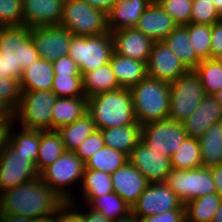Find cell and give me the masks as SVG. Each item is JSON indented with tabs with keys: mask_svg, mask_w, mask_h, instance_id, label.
Listing matches in <instances>:
<instances>
[{
	"mask_svg": "<svg viewBox=\"0 0 222 222\" xmlns=\"http://www.w3.org/2000/svg\"><path fill=\"white\" fill-rule=\"evenodd\" d=\"M40 58L27 26H3L0 32V75L20 80L23 71Z\"/></svg>",
	"mask_w": 222,
	"mask_h": 222,
	"instance_id": "obj_2",
	"label": "cell"
},
{
	"mask_svg": "<svg viewBox=\"0 0 222 222\" xmlns=\"http://www.w3.org/2000/svg\"><path fill=\"white\" fill-rule=\"evenodd\" d=\"M215 4L216 9L222 15V0H212Z\"/></svg>",
	"mask_w": 222,
	"mask_h": 222,
	"instance_id": "obj_59",
	"label": "cell"
},
{
	"mask_svg": "<svg viewBox=\"0 0 222 222\" xmlns=\"http://www.w3.org/2000/svg\"><path fill=\"white\" fill-rule=\"evenodd\" d=\"M127 162V155L104 145L100 150L94 153L85 164L86 169L98 170L111 175Z\"/></svg>",
	"mask_w": 222,
	"mask_h": 222,
	"instance_id": "obj_35",
	"label": "cell"
},
{
	"mask_svg": "<svg viewBox=\"0 0 222 222\" xmlns=\"http://www.w3.org/2000/svg\"><path fill=\"white\" fill-rule=\"evenodd\" d=\"M0 25H23L22 0H0Z\"/></svg>",
	"mask_w": 222,
	"mask_h": 222,
	"instance_id": "obj_43",
	"label": "cell"
},
{
	"mask_svg": "<svg viewBox=\"0 0 222 222\" xmlns=\"http://www.w3.org/2000/svg\"><path fill=\"white\" fill-rule=\"evenodd\" d=\"M198 138L186 137L179 149L170 157L171 167L190 170L203 166Z\"/></svg>",
	"mask_w": 222,
	"mask_h": 222,
	"instance_id": "obj_33",
	"label": "cell"
},
{
	"mask_svg": "<svg viewBox=\"0 0 222 222\" xmlns=\"http://www.w3.org/2000/svg\"><path fill=\"white\" fill-rule=\"evenodd\" d=\"M163 10L180 25H187L191 20L193 0H156Z\"/></svg>",
	"mask_w": 222,
	"mask_h": 222,
	"instance_id": "obj_42",
	"label": "cell"
},
{
	"mask_svg": "<svg viewBox=\"0 0 222 222\" xmlns=\"http://www.w3.org/2000/svg\"><path fill=\"white\" fill-rule=\"evenodd\" d=\"M163 42L174 52L188 70H194L202 61L192 47L185 25L177 26Z\"/></svg>",
	"mask_w": 222,
	"mask_h": 222,
	"instance_id": "obj_27",
	"label": "cell"
},
{
	"mask_svg": "<svg viewBox=\"0 0 222 222\" xmlns=\"http://www.w3.org/2000/svg\"><path fill=\"white\" fill-rule=\"evenodd\" d=\"M212 222H222V200L214 214Z\"/></svg>",
	"mask_w": 222,
	"mask_h": 222,
	"instance_id": "obj_58",
	"label": "cell"
},
{
	"mask_svg": "<svg viewBox=\"0 0 222 222\" xmlns=\"http://www.w3.org/2000/svg\"><path fill=\"white\" fill-rule=\"evenodd\" d=\"M96 129L92 117L86 113L69 125L62 126L57 131L61 135L66 151L74 152L75 149Z\"/></svg>",
	"mask_w": 222,
	"mask_h": 222,
	"instance_id": "obj_31",
	"label": "cell"
},
{
	"mask_svg": "<svg viewBox=\"0 0 222 222\" xmlns=\"http://www.w3.org/2000/svg\"><path fill=\"white\" fill-rule=\"evenodd\" d=\"M51 91L57 97L86 96L83 90L82 75H54Z\"/></svg>",
	"mask_w": 222,
	"mask_h": 222,
	"instance_id": "obj_40",
	"label": "cell"
},
{
	"mask_svg": "<svg viewBox=\"0 0 222 222\" xmlns=\"http://www.w3.org/2000/svg\"><path fill=\"white\" fill-rule=\"evenodd\" d=\"M34 222H57L55 212L48 216H43L41 218L35 219Z\"/></svg>",
	"mask_w": 222,
	"mask_h": 222,
	"instance_id": "obj_57",
	"label": "cell"
},
{
	"mask_svg": "<svg viewBox=\"0 0 222 222\" xmlns=\"http://www.w3.org/2000/svg\"><path fill=\"white\" fill-rule=\"evenodd\" d=\"M111 33L97 36H71L69 56L78 65L80 74L93 71L110 62L113 53Z\"/></svg>",
	"mask_w": 222,
	"mask_h": 222,
	"instance_id": "obj_6",
	"label": "cell"
},
{
	"mask_svg": "<svg viewBox=\"0 0 222 222\" xmlns=\"http://www.w3.org/2000/svg\"><path fill=\"white\" fill-rule=\"evenodd\" d=\"M114 192L131 207L149 185L146 178L129 161L111 174Z\"/></svg>",
	"mask_w": 222,
	"mask_h": 222,
	"instance_id": "obj_20",
	"label": "cell"
},
{
	"mask_svg": "<svg viewBox=\"0 0 222 222\" xmlns=\"http://www.w3.org/2000/svg\"><path fill=\"white\" fill-rule=\"evenodd\" d=\"M87 111L88 99L86 96L57 97L52 108V130H58L62 126L73 123L83 117Z\"/></svg>",
	"mask_w": 222,
	"mask_h": 222,
	"instance_id": "obj_25",
	"label": "cell"
},
{
	"mask_svg": "<svg viewBox=\"0 0 222 222\" xmlns=\"http://www.w3.org/2000/svg\"><path fill=\"white\" fill-rule=\"evenodd\" d=\"M57 96L51 91L22 92L15 110V121L28 130H52V108Z\"/></svg>",
	"mask_w": 222,
	"mask_h": 222,
	"instance_id": "obj_8",
	"label": "cell"
},
{
	"mask_svg": "<svg viewBox=\"0 0 222 222\" xmlns=\"http://www.w3.org/2000/svg\"><path fill=\"white\" fill-rule=\"evenodd\" d=\"M217 101L222 105V88L214 94Z\"/></svg>",
	"mask_w": 222,
	"mask_h": 222,
	"instance_id": "obj_60",
	"label": "cell"
},
{
	"mask_svg": "<svg viewBox=\"0 0 222 222\" xmlns=\"http://www.w3.org/2000/svg\"><path fill=\"white\" fill-rule=\"evenodd\" d=\"M216 193L222 198V164L210 168Z\"/></svg>",
	"mask_w": 222,
	"mask_h": 222,
	"instance_id": "obj_51",
	"label": "cell"
},
{
	"mask_svg": "<svg viewBox=\"0 0 222 222\" xmlns=\"http://www.w3.org/2000/svg\"><path fill=\"white\" fill-rule=\"evenodd\" d=\"M88 99L87 113L92 117L96 129L132 125L137 122L129 89L99 93Z\"/></svg>",
	"mask_w": 222,
	"mask_h": 222,
	"instance_id": "obj_3",
	"label": "cell"
},
{
	"mask_svg": "<svg viewBox=\"0 0 222 222\" xmlns=\"http://www.w3.org/2000/svg\"><path fill=\"white\" fill-rule=\"evenodd\" d=\"M222 121V105L214 95H205L192 115L183 121L187 137L200 138L213 124Z\"/></svg>",
	"mask_w": 222,
	"mask_h": 222,
	"instance_id": "obj_19",
	"label": "cell"
},
{
	"mask_svg": "<svg viewBox=\"0 0 222 222\" xmlns=\"http://www.w3.org/2000/svg\"><path fill=\"white\" fill-rule=\"evenodd\" d=\"M222 56V20L211 26V58Z\"/></svg>",
	"mask_w": 222,
	"mask_h": 222,
	"instance_id": "obj_49",
	"label": "cell"
},
{
	"mask_svg": "<svg viewBox=\"0 0 222 222\" xmlns=\"http://www.w3.org/2000/svg\"><path fill=\"white\" fill-rule=\"evenodd\" d=\"M129 90L135 117L141 126L168 119L170 83L147 76Z\"/></svg>",
	"mask_w": 222,
	"mask_h": 222,
	"instance_id": "obj_4",
	"label": "cell"
},
{
	"mask_svg": "<svg viewBox=\"0 0 222 222\" xmlns=\"http://www.w3.org/2000/svg\"><path fill=\"white\" fill-rule=\"evenodd\" d=\"M75 201H65L56 211L57 222H86V218L75 209Z\"/></svg>",
	"mask_w": 222,
	"mask_h": 222,
	"instance_id": "obj_46",
	"label": "cell"
},
{
	"mask_svg": "<svg viewBox=\"0 0 222 222\" xmlns=\"http://www.w3.org/2000/svg\"><path fill=\"white\" fill-rule=\"evenodd\" d=\"M30 35L42 59L53 62L69 54L72 34L60 25L33 27Z\"/></svg>",
	"mask_w": 222,
	"mask_h": 222,
	"instance_id": "obj_14",
	"label": "cell"
},
{
	"mask_svg": "<svg viewBox=\"0 0 222 222\" xmlns=\"http://www.w3.org/2000/svg\"><path fill=\"white\" fill-rule=\"evenodd\" d=\"M64 0H22L23 25L28 28L59 25Z\"/></svg>",
	"mask_w": 222,
	"mask_h": 222,
	"instance_id": "obj_17",
	"label": "cell"
},
{
	"mask_svg": "<svg viewBox=\"0 0 222 222\" xmlns=\"http://www.w3.org/2000/svg\"><path fill=\"white\" fill-rule=\"evenodd\" d=\"M109 63L120 88L130 89L147 77L145 62L122 56L113 51Z\"/></svg>",
	"mask_w": 222,
	"mask_h": 222,
	"instance_id": "obj_23",
	"label": "cell"
},
{
	"mask_svg": "<svg viewBox=\"0 0 222 222\" xmlns=\"http://www.w3.org/2000/svg\"><path fill=\"white\" fill-rule=\"evenodd\" d=\"M141 130L142 126L136 122L132 125L103 129L101 133L105 146L129 157L134 147L141 141Z\"/></svg>",
	"mask_w": 222,
	"mask_h": 222,
	"instance_id": "obj_26",
	"label": "cell"
},
{
	"mask_svg": "<svg viewBox=\"0 0 222 222\" xmlns=\"http://www.w3.org/2000/svg\"><path fill=\"white\" fill-rule=\"evenodd\" d=\"M146 66L148 77L167 83L174 82L188 71L163 41L154 42Z\"/></svg>",
	"mask_w": 222,
	"mask_h": 222,
	"instance_id": "obj_15",
	"label": "cell"
},
{
	"mask_svg": "<svg viewBox=\"0 0 222 222\" xmlns=\"http://www.w3.org/2000/svg\"><path fill=\"white\" fill-rule=\"evenodd\" d=\"M112 222H138V218L132 212H130L126 216L118 218Z\"/></svg>",
	"mask_w": 222,
	"mask_h": 222,
	"instance_id": "obj_56",
	"label": "cell"
},
{
	"mask_svg": "<svg viewBox=\"0 0 222 222\" xmlns=\"http://www.w3.org/2000/svg\"><path fill=\"white\" fill-rule=\"evenodd\" d=\"M12 125L16 126V124H11L8 128V142L16 148L19 153L26 156H32V164L36 167L40 144V130L20 128L21 132L16 133V131H13L15 128Z\"/></svg>",
	"mask_w": 222,
	"mask_h": 222,
	"instance_id": "obj_36",
	"label": "cell"
},
{
	"mask_svg": "<svg viewBox=\"0 0 222 222\" xmlns=\"http://www.w3.org/2000/svg\"><path fill=\"white\" fill-rule=\"evenodd\" d=\"M54 75H81L78 65L69 55L52 62Z\"/></svg>",
	"mask_w": 222,
	"mask_h": 222,
	"instance_id": "obj_48",
	"label": "cell"
},
{
	"mask_svg": "<svg viewBox=\"0 0 222 222\" xmlns=\"http://www.w3.org/2000/svg\"><path fill=\"white\" fill-rule=\"evenodd\" d=\"M138 222H186L185 209H175L154 216L138 218Z\"/></svg>",
	"mask_w": 222,
	"mask_h": 222,
	"instance_id": "obj_47",
	"label": "cell"
},
{
	"mask_svg": "<svg viewBox=\"0 0 222 222\" xmlns=\"http://www.w3.org/2000/svg\"><path fill=\"white\" fill-rule=\"evenodd\" d=\"M13 123L0 124V154L3 151L6 142L8 141V128Z\"/></svg>",
	"mask_w": 222,
	"mask_h": 222,
	"instance_id": "obj_55",
	"label": "cell"
},
{
	"mask_svg": "<svg viewBox=\"0 0 222 222\" xmlns=\"http://www.w3.org/2000/svg\"><path fill=\"white\" fill-rule=\"evenodd\" d=\"M192 47L202 59L211 58V25L189 23L185 25Z\"/></svg>",
	"mask_w": 222,
	"mask_h": 222,
	"instance_id": "obj_39",
	"label": "cell"
},
{
	"mask_svg": "<svg viewBox=\"0 0 222 222\" xmlns=\"http://www.w3.org/2000/svg\"><path fill=\"white\" fill-rule=\"evenodd\" d=\"M194 71L201 79L205 94L214 95L222 88V62L219 58L202 60Z\"/></svg>",
	"mask_w": 222,
	"mask_h": 222,
	"instance_id": "obj_38",
	"label": "cell"
},
{
	"mask_svg": "<svg viewBox=\"0 0 222 222\" xmlns=\"http://www.w3.org/2000/svg\"><path fill=\"white\" fill-rule=\"evenodd\" d=\"M80 183L85 201L114 192L111 175L102 171L85 169Z\"/></svg>",
	"mask_w": 222,
	"mask_h": 222,
	"instance_id": "obj_37",
	"label": "cell"
},
{
	"mask_svg": "<svg viewBox=\"0 0 222 222\" xmlns=\"http://www.w3.org/2000/svg\"><path fill=\"white\" fill-rule=\"evenodd\" d=\"M201 160L205 168L222 164V121L213 124L200 138Z\"/></svg>",
	"mask_w": 222,
	"mask_h": 222,
	"instance_id": "obj_29",
	"label": "cell"
},
{
	"mask_svg": "<svg viewBox=\"0 0 222 222\" xmlns=\"http://www.w3.org/2000/svg\"><path fill=\"white\" fill-rule=\"evenodd\" d=\"M86 203L91 209L101 212L111 221L131 212V206L115 192L102 195L99 198H89Z\"/></svg>",
	"mask_w": 222,
	"mask_h": 222,
	"instance_id": "obj_34",
	"label": "cell"
},
{
	"mask_svg": "<svg viewBox=\"0 0 222 222\" xmlns=\"http://www.w3.org/2000/svg\"><path fill=\"white\" fill-rule=\"evenodd\" d=\"M186 137L183 123L170 119L145 124L141 130V141L169 158L179 149Z\"/></svg>",
	"mask_w": 222,
	"mask_h": 222,
	"instance_id": "obj_11",
	"label": "cell"
},
{
	"mask_svg": "<svg viewBox=\"0 0 222 222\" xmlns=\"http://www.w3.org/2000/svg\"><path fill=\"white\" fill-rule=\"evenodd\" d=\"M64 144L57 130H40V144L36 160V170L40 174L47 166L54 163L64 152Z\"/></svg>",
	"mask_w": 222,
	"mask_h": 222,
	"instance_id": "obj_30",
	"label": "cell"
},
{
	"mask_svg": "<svg viewBox=\"0 0 222 222\" xmlns=\"http://www.w3.org/2000/svg\"><path fill=\"white\" fill-rule=\"evenodd\" d=\"M222 198L217 193L193 199L185 205L186 222H212Z\"/></svg>",
	"mask_w": 222,
	"mask_h": 222,
	"instance_id": "obj_32",
	"label": "cell"
},
{
	"mask_svg": "<svg viewBox=\"0 0 222 222\" xmlns=\"http://www.w3.org/2000/svg\"><path fill=\"white\" fill-rule=\"evenodd\" d=\"M14 120H15V109L8 102L0 98V124L2 123L15 124Z\"/></svg>",
	"mask_w": 222,
	"mask_h": 222,
	"instance_id": "obj_50",
	"label": "cell"
},
{
	"mask_svg": "<svg viewBox=\"0 0 222 222\" xmlns=\"http://www.w3.org/2000/svg\"><path fill=\"white\" fill-rule=\"evenodd\" d=\"M205 95L198 74L194 70H188L170 83L168 119L182 123L192 115Z\"/></svg>",
	"mask_w": 222,
	"mask_h": 222,
	"instance_id": "obj_7",
	"label": "cell"
},
{
	"mask_svg": "<svg viewBox=\"0 0 222 222\" xmlns=\"http://www.w3.org/2000/svg\"><path fill=\"white\" fill-rule=\"evenodd\" d=\"M128 161L139 170L149 183L165 182L172 169L169 157L154 151L142 141L134 147Z\"/></svg>",
	"mask_w": 222,
	"mask_h": 222,
	"instance_id": "obj_16",
	"label": "cell"
},
{
	"mask_svg": "<svg viewBox=\"0 0 222 222\" xmlns=\"http://www.w3.org/2000/svg\"><path fill=\"white\" fill-rule=\"evenodd\" d=\"M175 209H185V205L165 182H160L149 183L132 205L131 212L143 218Z\"/></svg>",
	"mask_w": 222,
	"mask_h": 222,
	"instance_id": "obj_13",
	"label": "cell"
},
{
	"mask_svg": "<svg viewBox=\"0 0 222 222\" xmlns=\"http://www.w3.org/2000/svg\"><path fill=\"white\" fill-rule=\"evenodd\" d=\"M39 176L32 156L19 153L8 141L0 154V193Z\"/></svg>",
	"mask_w": 222,
	"mask_h": 222,
	"instance_id": "obj_12",
	"label": "cell"
},
{
	"mask_svg": "<svg viewBox=\"0 0 222 222\" xmlns=\"http://www.w3.org/2000/svg\"><path fill=\"white\" fill-rule=\"evenodd\" d=\"M165 183L183 204L206 194L216 193L211 170L204 166L190 170L172 168Z\"/></svg>",
	"mask_w": 222,
	"mask_h": 222,
	"instance_id": "obj_10",
	"label": "cell"
},
{
	"mask_svg": "<svg viewBox=\"0 0 222 222\" xmlns=\"http://www.w3.org/2000/svg\"><path fill=\"white\" fill-rule=\"evenodd\" d=\"M82 81L83 90L87 98L99 93L120 89V85L110 63L84 73L82 75Z\"/></svg>",
	"mask_w": 222,
	"mask_h": 222,
	"instance_id": "obj_28",
	"label": "cell"
},
{
	"mask_svg": "<svg viewBox=\"0 0 222 222\" xmlns=\"http://www.w3.org/2000/svg\"><path fill=\"white\" fill-rule=\"evenodd\" d=\"M0 222H34V220L13 214H2L0 212Z\"/></svg>",
	"mask_w": 222,
	"mask_h": 222,
	"instance_id": "obj_54",
	"label": "cell"
},
{
	"mask_svg": "<svg viewBox=\"0 0 222 222\" xmlns=\"http://www.w3.org/2000/svg\"><path fill=\"white\" fill-rule=\"evenodd\" d=\"M153 0H117L107 13L109 32L135 28Z\"/></svg>",
	"mask_w": 222,
	"mask_h": 222,
	"instance_id": "obj_22",
	"label": "cell"
},
{
	"mask_svg": "<svg viewBox=\"0 0 222 222\" xmlns=\"http://www.w3.org/2000/svg\"><path fill=\"white\" fill-rule=\"evenodd\" d=\"M59 25L75 36H97L109 32L107 13L83 0H64Z\"/></svg>",
	"mask_w": 222,
	"mask_h": 222,
	"instance_id": "obj_5",
	"label": "cell"
},
{
	"mask_svg": "<svg viewBox=\"0 0 222 222\" xmlns=\"http://www.w3.org/2000/svg\"><path fill=\"white\" fill-rule=\"evenodd\" d=\"M92 7L108 13L117 0H83Z\"/></svg>",
	"mask_w": 222,
	"mask_h": 222,
	"instance_id": "obj_52",
	"label": "cell"
},
{
	"mask_svg": "<svg viewBox=\"0 0 222 222\" xmlns=\"http://www.w3.org/2000/svg\"><path fill=\"white\" fill-rule=\"evenodd\" d=\"M85 218L86 222H112L110 219L105 217L101 212L89 209L88 212L84 213L82 211L81 213Z\"/></svg>",
	"mask_w": 222,
	"mask_h": 222,
	"instance_id": "obj_53",
	"label": "cell"
},
{
	"mask_svg": "<svg viewBox=\"0 0 222 222\" xmlns=\"http://www.w3.org/2000/svg\"><path fill=\"white\" fill-rule=\"evenodd\" d=\"M220 20L222 15L212 0H193L190 23L212 26Z\"/></svg>",
	"mask_w": 222,
	"mask_h": 222,
	"instance_id": "obj_41",
	"label": "cell"
},
{
	"mask_svg": "<svg viewBox=\"0 0 222 222\" xmlns=\"http://www.w3.org/2000/svg\"><path fill=\"white\" fill-rule=\"evenodd\" d=\"M53 79L52 62L39 58L23 71L19 80L21 92L51 90Z\"/></svg>",
	"mask_w": 222,
	"mask_h": 222,
	"instance_id": "obj_24",
	"label": "cell"
},
{
	"mask_svg": "<svg viewBox=\"0 0 222 222\" xmlns=\"http://www.w3.org/2000/svg\"><path fill=\"white\" fill-rule=\"evenodd\" d=\"M104 146L101 130L91 133L74 151V153L86 163L91 156Z\"/></svg>",
	"mask_w": 222,
	"mask_h": 222,
	"instance_id": "obj_45",
	"label": "cell"
},
{
	"mask_svg": "<svg viewBox=\"0 0 222 222\" xmlns=\"http://www.w3.org/2000/svg\"><path fill=\"white\" fill-rule=\"evenodd\" d=\"M21 96L19 80L13 77L1 78L0 75V98L8 102L16 110L20 104Z\"/></svg>",
	"mask_w": 222,
	"mask_h": 222,
	"instance_id": "obj_44",
	"label": "cell"
},
{
	"mask_svg": "<svg viewBox=\"0 0 222 222\" xmlns=\"http://www.w3.org/2000/svg\"><path fill=\"white\" fill-rule=\"evenodd\" d=\"M86 164L72 151H65L54 163L47 166L39 176L64 201H74L71 184L82 180Z\"/></svg>",
	"mask_w": 222,
	"mask_h": 222,
	"instance_id": "obj_9",
	"label": "cell"
},
{
	"mask_svg": "<svg viewBox=\"0 0 222 222\" xmlns=\"http://www.w3.org/2000/svg\"><path fill=\"white\" fill-rule=\"evenodd\" d=\"M114 52L147 64L154 40L135 28L110 32Z\"/></svg>",
	"mask_w": 222,
	"mask_h": 222,
	"instance_id": "obj_18",
	"label": "cell"
},
{
	"mask_svg": "<svg viewBox=\"0 0 222 222\" xmlns=\"http://www.w3.org/2000/svg\"><path fill=\"white\" fill-rule=\"evenodd\" d=\"M176 27L177 24L156 0L152 1L135 25V29L154 41H163Z\"/></svg>",
	"mask_w": 222,
	"mask_h": 222,
	"instance_id": "obj_21",
	"label": "cell"
},
{
	"mask_svg": "<svg viewBox=\"0 0 222 222\" xmlns=\"http://www.w3.org/2000/svg\"><path fill=\"white\" fill-rule=\"evenodd\" d=\"M65 201L40 176L0 194V212L32 220L54 213Z\"/></svg>",
	"mask_w": 222,
	"mask_h": 222,
	"instance_id": "obj_1",
	"label": "cell"
}]
</instances>
